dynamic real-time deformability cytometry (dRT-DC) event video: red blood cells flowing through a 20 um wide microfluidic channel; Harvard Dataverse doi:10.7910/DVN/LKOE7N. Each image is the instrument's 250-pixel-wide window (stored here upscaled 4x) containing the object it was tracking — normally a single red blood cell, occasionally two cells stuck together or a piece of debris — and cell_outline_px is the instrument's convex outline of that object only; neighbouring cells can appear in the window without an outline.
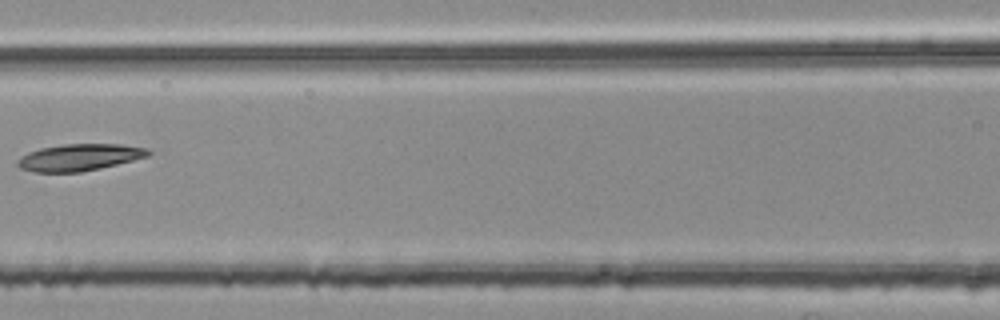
{"species": "common noctule bat (a hibernating species)", "species_latin": "Nyctalus noctula", "temperature_condition": "room temperature", "stored_images_in_passage": 6, "camera_frame_rate_fps": 3000, "um_per_image_px": 0.085, "animal": {"sex": "female", "body_mass_g": 25.1}, "frame": {"image": 1, "passage_image": 6, "time_ms": 1.667, "image_size_px": [1000, 320], "cell_outline_px": [[152, 152], [148, 156], [100, 168], [80, 172], [32, 172], [20, 168], [16, 164], [16, 160], [20, 156], [28, 152], [40, 148], [64, 144], [120, 144], [148, 148]], "centroid_in_image_um": [6.71, 13.37], "position_along_channel_um": 159.9, "area_um2": 20.46}}